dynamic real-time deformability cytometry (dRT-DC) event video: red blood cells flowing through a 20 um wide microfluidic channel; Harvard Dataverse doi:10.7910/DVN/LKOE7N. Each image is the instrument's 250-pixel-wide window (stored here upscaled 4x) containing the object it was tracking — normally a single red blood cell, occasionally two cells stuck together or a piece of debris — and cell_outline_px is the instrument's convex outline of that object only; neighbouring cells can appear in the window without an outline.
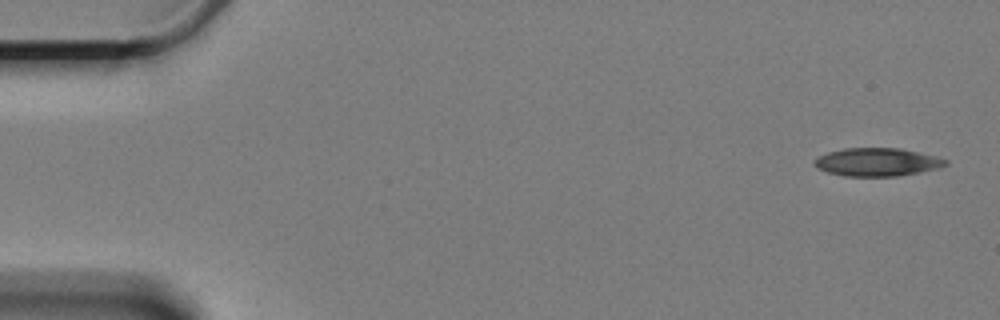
{"species": "Egyptian fruit bat (a non-hibernating species)", "species_latin": "Rousettus aegyptiacus", "temperature_condition": "cold", "stored_images_in_passage": 6, "camera_frame_rate_fps": 3000, "um_per_image_px": 0.085, "animal": {"sex": "female"}, "frame": {"image": 1, "passage_image": 1, "time_ms": 0.0, "image_size_px": [1000, 320], "cell_outline_px": [[948, 164], [940, 168], [900, 176], [844, 176], [828, 172], [816, 168], [812, 164], [812, 160], [828, 152], [844, 148], [900, 148], [948, 160]], "centroid_in_image_um": [74.52, 13.78], "position_along_channel_um": 10.5, "area_um2": 21.5}}
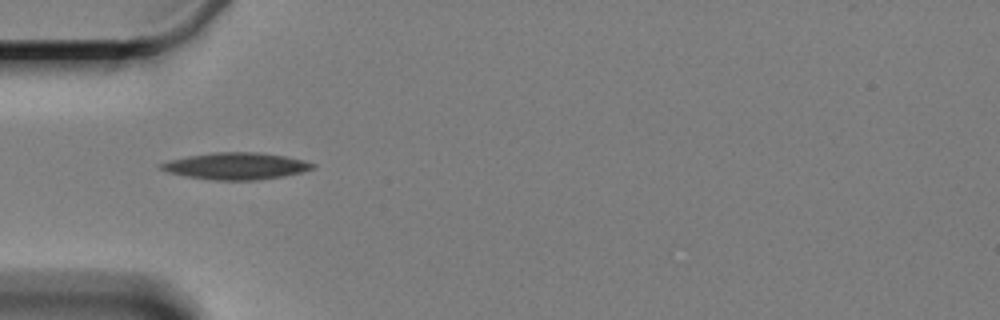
{"frame": {"image": 2, "passage_image": 5, "time_ms": 5.333, "image_size_px": [1000, 320], "cell_outline_px": [[316, 168], [284, 176], [256, 180], [212, 180], [184, 176], [168, 172], [160, 168], [160, 164], [172, 160], [188, 156], [212, 152], [256, 152], [284, 156], [304, 160], [316, 164]], "centroid_in_image_um": [20.09, 14.11], "position_along_channel_um": 64.9, "area_um2": 23.58}}
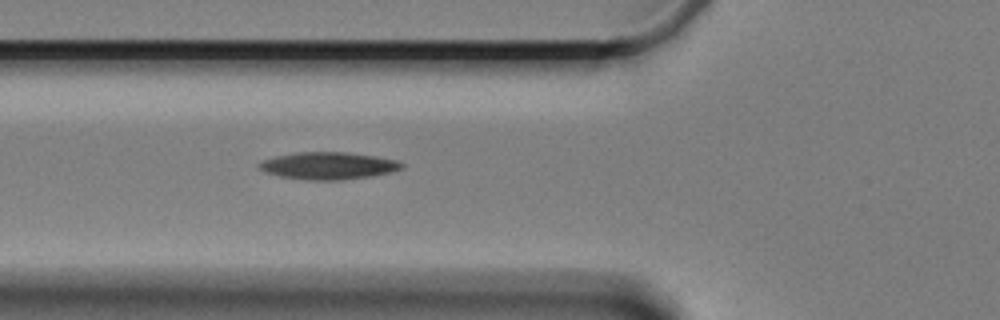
{"frame": {"image": 3, "passage_image": 6, "time_ms": 6.333, "image_size_px": [1000, 320], "cell_outline_px": [[404, 168], [372, 176], [340, 180], [308, 180], [280, 176], [264, 172], [256, 168], [256, 164], [264, 160], [276, 156], [296, 152], [344, 152], [372, 156], [396, 160], [404, 164]], "centroid_in_image_um": [27.85, 14.09], "position_along_channel_um": 98.0, "area_um2": 22.54}}